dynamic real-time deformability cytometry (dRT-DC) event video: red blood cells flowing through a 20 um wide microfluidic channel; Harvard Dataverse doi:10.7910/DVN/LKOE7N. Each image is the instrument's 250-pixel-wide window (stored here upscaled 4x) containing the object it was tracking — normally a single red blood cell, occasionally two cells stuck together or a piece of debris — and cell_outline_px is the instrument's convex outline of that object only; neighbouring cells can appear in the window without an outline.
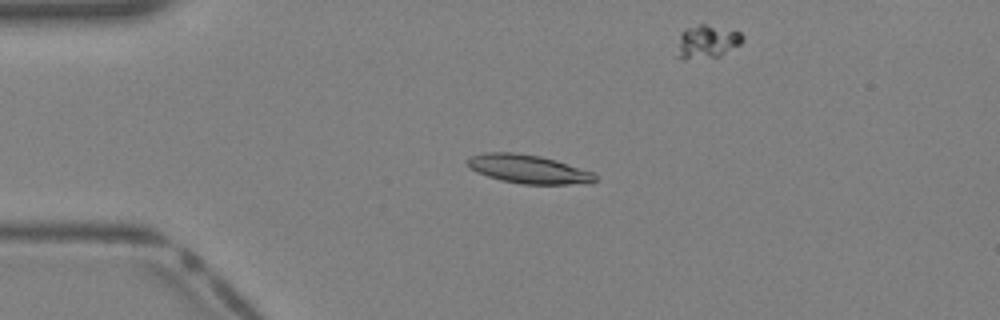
{"species": "Egyptian fruit bat (a non-hibernating species)", "species_latin": "Rousettus aegyptiacus", "temperature_condition": "warm", "stored_images_in_passage": 32, "camera_frame_rate_fps": 3000, "um_per_image_px": 0.085, "animal": {"sex": "female"}, "frame": {"image": 1, "passage_image": 1, "time_ms": 0.0, "image_size_px": [1000, 320], "cell_outline_px": [[596, 180], [592, 184], [520, 184], [500, 180], [476, 172], [468, 168], [468, 160], [472, 156], [484, 152], [512, 152], [540, 156], [556, 160], [592, 172], [596, 176]], "centroid_in_image_um": [44.92, 14.38], "position_along_channel_um": 40.1, "area_um2": 21.33}}
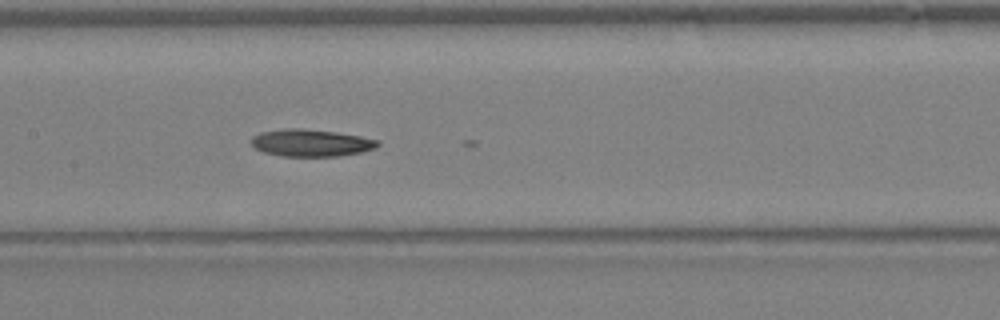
{"frame": {"image": 2, "passage_image": 11, "time_ms": 3.333, "image_size_px": [1000, 320], "cell_outline_px": [[380, 144], [376, 148], [360, 152], [336, 156], [284, 156], [264, 152], [256, 148], [252, 144], [252, 136], [260, 132], [288, 128], [300, 128], [336, 132], [360, 136], [380, 140]], "centroid_in_image_um": [26.46, 12.13], "position_along_channel_um": 180.9, "area_um2": 19.88}}
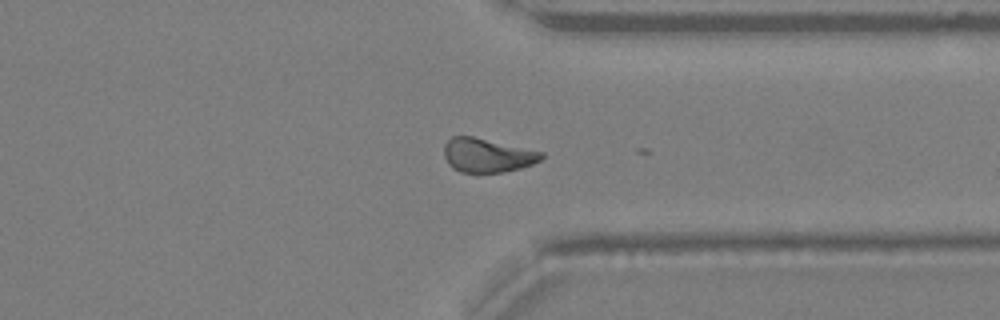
{"frame": {"image": 3, "passage_image": 22, "time_ms": 7.0, "image_size_px": [1000, 320], "cell_outline_px": [[544, 156], [540, 160], [532, 164], [520, 168], [504, 172], [460, 172], [452, 168], [448, 164], [444, 156], [444, 144], [452, 136], [472, 136], [544, 152]], "centroid_in_image_um": [41.4, 13.2], "position_along_channel_um": 370.0, "area_um2": 19.25}}